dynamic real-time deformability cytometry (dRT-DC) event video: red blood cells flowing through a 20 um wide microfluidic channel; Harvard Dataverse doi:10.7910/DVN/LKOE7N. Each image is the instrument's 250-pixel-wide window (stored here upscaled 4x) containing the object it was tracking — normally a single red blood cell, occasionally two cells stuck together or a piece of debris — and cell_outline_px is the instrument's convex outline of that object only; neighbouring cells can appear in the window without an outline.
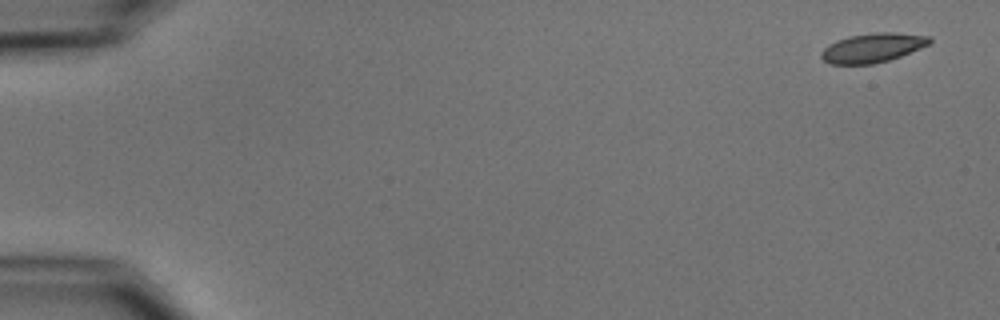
{"species": "common noctule bat (a hibernating species)", "species_latin": "Nyctalus noctula", "temperature_condition": "cold", "stored_images_in_passage": 5, "camera_frame_rate_fps": 3000, "um_per_image_px": 0.085, "animal": {"sex": "male", "body_mass_g": 15.6}, "frame": {"image": 1, "passage_image": 1, "time_ms": 0.0, "image_size_px": [1000, 320], "cell_outline_px": [[932, 40], [928, 44], [920, 48], [900, 56], [888, 60], [872, 64], [832, 64], [824, 60], [820, 56], [820, 52], [828, 44], [836, 40], [848, 36], [872, 32], [896, 32], [932, 36]], "centroid_in_image_um": [74.16, 4.04], "position_along_channel_um": 10.8, "area_um2": 18.55}}
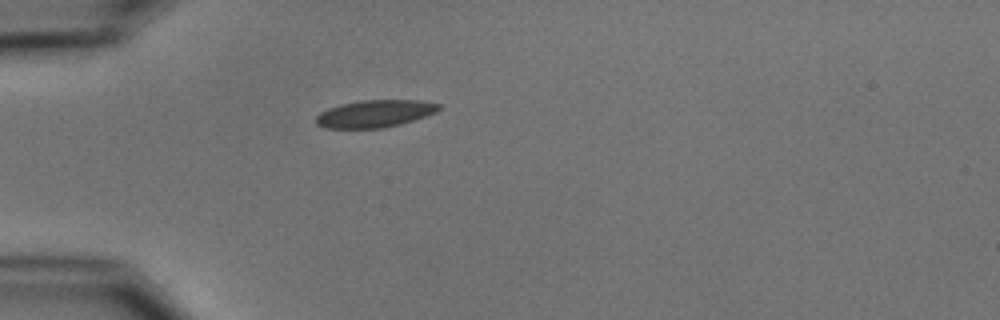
{"frame": {"image": 2, "passage_image": 5, "time_ms": 4.667, "image_size_px": [1000, 320], "cell_outline_px": [[440, 108], [436, 112], [400, 124], [384, 128], [324, 128], [316, 124], [316, 116], [320, 112], [328, 108], [340, 104], [360, 100], [420, 100], [440, 104]], "centroid_in_image_um": [31.83, 9.66], "position_along_channel_um": 53.2, "area_um2": 19.54}}